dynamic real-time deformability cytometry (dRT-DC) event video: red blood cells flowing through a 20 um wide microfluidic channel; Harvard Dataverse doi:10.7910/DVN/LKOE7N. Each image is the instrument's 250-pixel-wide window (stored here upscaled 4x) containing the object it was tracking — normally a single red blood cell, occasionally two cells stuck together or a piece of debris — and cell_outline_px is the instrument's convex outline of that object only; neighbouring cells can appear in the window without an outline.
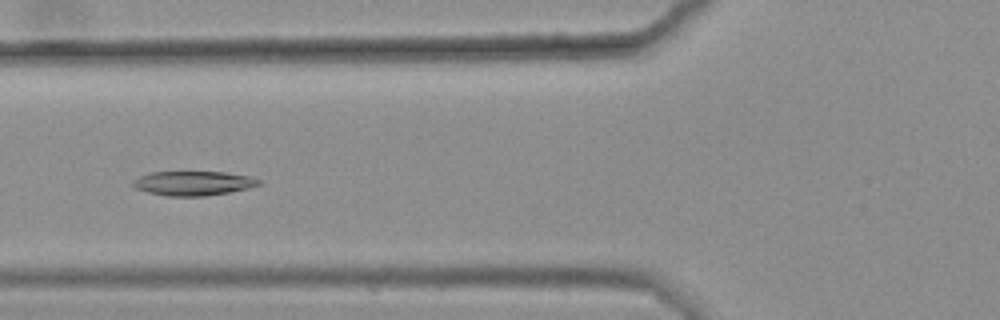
{"species": "common noctule bat (a hibernating species)", "species_latin": "Nyctalus noctula", "temperature_condition": "warm", "stored_images_in_passage": 7, "camera_frame_rate_fps": 3000, "um_per_image_px": 0.085, "animal": {"sex": "female", "body_mass_g": 25.1}, "frame": {"image": 1, "passage_image": 7, "time_ms": 2.0, "image_size_px": [1000, 320], "cell_outline_px": [[260, 184], [248, 188], [228, 192], [204, 196], [164, 196], [148, 192], [136, 188], [132, 184], [132, 180], [148, 172], [224, 172], [252, 176], [260, 180]], "centroid_in_image_um": [16.41, 15.57], "position_along_channel_um": 109.4, "area_um2": 17.86}}